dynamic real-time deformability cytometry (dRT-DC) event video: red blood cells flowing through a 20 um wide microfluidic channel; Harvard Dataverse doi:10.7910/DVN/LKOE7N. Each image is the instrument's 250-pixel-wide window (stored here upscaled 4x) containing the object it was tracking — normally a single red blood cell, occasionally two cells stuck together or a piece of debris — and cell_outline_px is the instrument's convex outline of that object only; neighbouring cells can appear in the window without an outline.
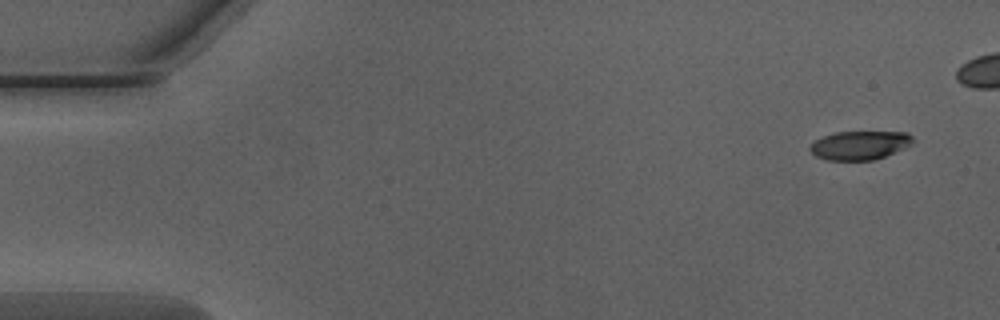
{"species": "Egyptian fruit bat (a non-hibernating species)", "species_latin": "Rousettus aegyptiacus", "temperature_condition": "warm", "stored_images_in_passage": 43, "camera_frame_rate_fps": 3000, "um_per_image_px": 0.085, "animal": {"sex": "male"}, "frame": {"image": 1, "passage_image": 1, "time_ms": 0.0, "image_size_px": [1000, 320], "cell_outline_px": [[912, 144], [904, 148], [884, 156], [872, 160], [828, 160], [816, 156], [808, 148], [816, 140], [824, 136], [836, 132], [908, 132], [912, 136]], "centroid_in_image_um": [73.08, 12.34], "position_along_channel_um": 11.9, "area_um2": 16.99}}
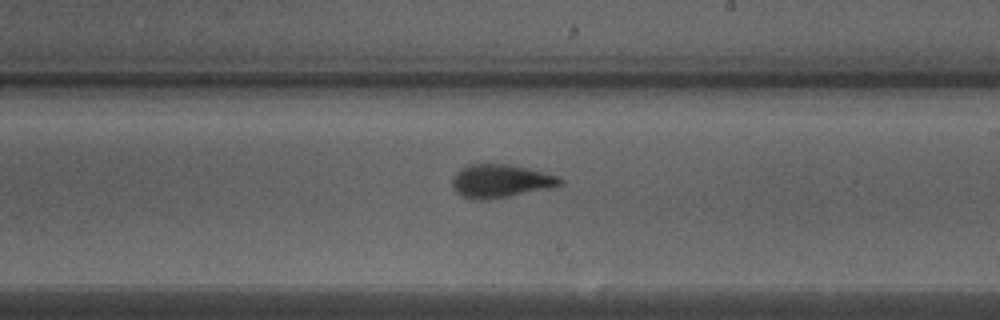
{"frame": {"image": 2, "passage_image": 28, "time_ms": 9.0, "image_size_px": [1000, 320], "cell_outline_px": [[564, 184], [552, 188], [508, 196], [484, 200], [472, 200], [460, 196], [452, 188], [452, 180], [456, 172], [460, 168], [468, 164], [508, 164], [560, 176], [564, 180]], "centroid_in_image_um": [42.54, 15.4], "position_along_channel_um": 246.5, "area_um2": 21.1}}
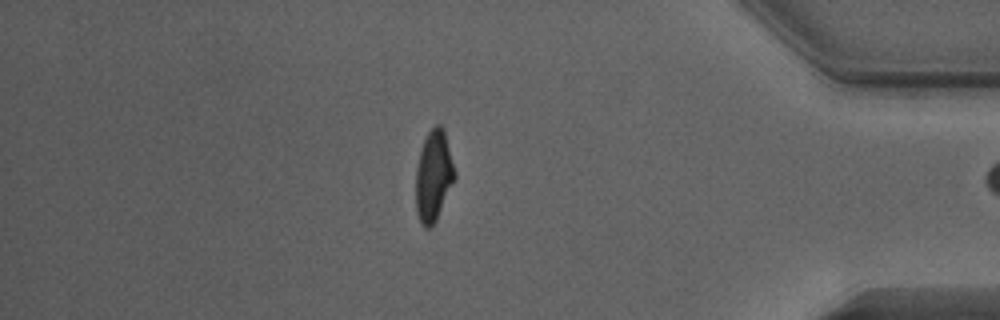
{"frame": {"image": 3, "passage_image": 42, "time_ms": 13.667, "image_size_px": [1000, 320], "cell_outline_px": [[456, 176], [436, 220], [428, 228], [424, 228], [420, 224], [416, 212], [416, 168], [420, 152], [424, 140], [428, 132], [436, 124], [440, 124], [444, 128], [456, 172]], "centroid_in_image_um": [36.85, 14.94], "position_along_channel_um": 398.3, "area_um2": 20.58}}